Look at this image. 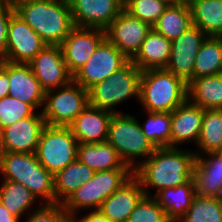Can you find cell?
Here are the masks:
<instances>
[{
    "label": "cell",
    "mask_w": 222,
    "mask_h": 222,
    "mask_svg": "<svg viewBox=\"0 0 222 222\" xmlns=\"http://www.w3.org/2000/svg\"><path fill=\"white\" fill-rule=\"evenodd\" d=\"M74 25L105 30L124 10V0H68Z\"/></svg>",
    "instance_id": "16"
},
{
    "label": "cell",
    "mask_w": 222,
    "mask_h": 222,
    "mask_svg": "<svg viewBox=\"0 0 222 222\" xmlns=\"http://www.w3.org/2000/svg\"><path fill=\"white\" fill-rule=\"evenodd\" d=\"M166 3L168 6H186L189 7L193 0H161Z\"/></svg>",
    "instance_id": "43"
},
{
    "label": "cell",
    "mask_w": 222,
    "mask_h": 222,
    "mask_svg": "<svg viewBox=\"0 0 222 222\" xmlns=\"http://www.w3.org/2000/svg\"><path fill=\"white\" fill-rule=\"evenodd\" d=\"M177 222H222V198L195 195Z\"/></svg>",
    "instance_id": "33"
},
{
    "label": "cell",
    "mask_w": 222,
    "mask_h": 222,
    "mask_svg": "<svg viewBox=\"0 0 222 222\" xmlns=\"http://www.w3.org/2000/svg\"><path fill=\"white\" fill-rule=\"evenodd\" d=\"M128 61L129 59L105 38L87 62L73 75V81L88 90L109 78Z\"/></svg>",
    "instance_id": "10"
},
{
    "label": "cell",
    "mask_w": 222,
    "mask_h": 222,
    "mask_svg": "<svg viewBox=\"0 0 222 222\" xmlns=\"http://www.w3.org/2000/svg\"><path fill=\"white\" fill-rule=\"evenodd\" d=\"M24 222H57L64 214L63 203H42Z\"/></svg>",
    "instance_id": "38"
},
{
    "label": "cell",
    "mask_w": 222,
    "mask_h": 222,
    "mask_svg": "<svg viewBox=\"0 0 222 222\" xmlns=\"http://www.w3.org/2000/svg\"><path fill=\"white\" fill-rule=\"evenodd\" d=\"M105 38L103 29L75 26L60 44L68 71L74 75Z\"/></svg>",
    "instance_id": "14"
},
{
    "label": "cell",
    "mask_w": 222,
    "mask_h": 222,
    "mask_svg": "<svg viewBox=\"0 0 222 222\" xmlns=\"http://www.w3.org/2000/svg\"><path fill=\"white\" fill-rule=\"evenodd\" d=\"M35 200L37 198L24 185L11 180L2 181L0 202L13 216L20 219L25 212H30Z\"/></svg>",
    "instance_id": "31"
},
{
    "label": "cell",
    "mask_w": 222,
    "mask_h": 222,
    "mask_svg": "<svg viewBox=\"0 0 222 222\" xmlns=\"http://www.w3.org/2000/svg\"><path fill=\"white\" fill-rule=\"evenodd\" d=\"M112 115L88 104L69 127L78 143L105 142Z\"/></svg>",
    "instance_id": "21"
},
{
    "label": "cell",
    "mask_w": 222,
    "mask_h": 222,
    "mask_svg": "<svg viewBox=\"0 0 222 222\" xmlns=\"http://www.w3.org/2000/svg\"><path fill=\"white\" fill-rule=\"evenodd\" d=\"M8 76L9 96L26 102L35 109L43 107L45 91L29 64L8 62Z\"/></svg>",
    "instance_id": "19"
},
{
    "label": "cell",
    "mask_w": 222,
    "mask_h": 222,
    "mask_svg": "<svg viewBox=\"0 0 222 222\" xmlns=\"http://www.w3.org/2000/svg\"><path fill=\"white\" fill-rule=\"evenodd\" d=\"M192 25L190 7L171 5L166 8L152 28L166 39L173 41Z\"/></svg>",
    "instance_id": "30"
},
{
    "label": "cell",
    "mask_w": 222,
    "mask_h": 222,
    "mask_svg": "<svg viewBox=\"0 0 222 222\" xmlns=\"http://www.w3.org/2000/svg\"><path fill=\"white\" fill-rule=\"evenodd\" d=\"M147 120L143 126L144 135L157 147H170L171 113L146 112Z\"/></svg>",
    "instance_id": "34"
},
{
    "label": "cell",
    "mask_w": 222,
    "mask_h": 222,
    "mask_svg": "<svg viewBox=\"0 0 222 222\" xmlns=\"http://www.w3.org/2000/svg\"><path fill=\"white\" fill-rule=\"evenodd\" d=\"M196 154L179 147H157L145 161H138L133 175L140 181L145 195L149 187L160 191L186 184L193 179Z\"/></svg>",
    "instance_id": "1"
},
{
    "label": "cell",
    "mask_w": 222,
    "mask_h": 222,
    "mask_svg": "<svg viewBox=\"0 0 222 222\" xmlns=\"http://www.w3.org/2000/svg\"><path fill=\"white\" fill-rule=\"evenodd\" d=\"M214 153L222 158V144L214 151Z\"/></svg>",
    "instance_id": "46"
},
{
    "label": "cell",
    "mask_w": 222,
    "mask_h": 222,
    "mask_svg": "<svg viewBox=\"0 0 222 222\" xmlns=\"http://www.w3.org/2000/svg\"><path fill=\"white\" fill-rule=\"evenodd\" d=\"M167 215L155 196L144 195L127 222H165Z\"/></svg>",
    "instance_id": "37"
},
{
    "label": "cell",
    "mask_w": 222,
    "mask_h": 222,
    "mask_svg": "<svg viewBox=\"0 0 222 222\" xmlns=\"http://www.w3.org/2000/svg\"><path fill=\"white\" fill-rule=\"evenodd\" d=\"M14 13V3L0 1V61L6 60L9 20Z\"/></svg>",
    "instance_id": "39"
},
{
    "label": "cell",
    "mask_w": 222,
    "mask_h": 222,
    "mask_svg": "<svg viewBox=\"0 0 222 222\" xmlns=\"http://www.w3.org/2000/svg\"><path fill=\"white\" fill-rule=\"evenodd\" d=\"M165 222H176V221H173L171 219H167Z\"/></svg>",
    "instance_id": "48"
},
{
    "label": "cell",
    "mask_w": 222,
    "mask_h": 222,
    "mask_svg": "<svg viewBox=\"0 0 222 222\" xmlns=\"http://www.w3.org/2000/svg\"><path fill=\"white\" fill-rule=\"evenodd\" d=\"M57 222H77V216L64 214Z\"/></svg>",
    "instance_id": "44"
},
{
    "label": "cell",
    "mask_w": 222,
    "mask_h": 222,
    "mask_svg": "<svg viewBox=\"0 0 222 222\" xmlns=\"http://www.w3.org/2000/svg\"><path fill=\"white\" fill-rule=\"evenodd\" d=\"M151 30L149 23L132 17L123 10L105 29V34L106 38L131 60Z\"/></svg>",
    "instance_id": "13"
},
{
    "label": "cell",
    "mask_w": 222,
    "mask_h": 222,
    "mask_svg": "<svg viewBox=\"0 0 222 222\" xmlns=\"http://www.w3.org/2000/svg\"><path fill=\"white\" fill-rule=\"evenodd\" d=\"M171 54V41L153 28L131 61L141 70L165 68Z\"/></svg>",
    "instance_id": "23"
},
{
    "label": "cell",
    "mask_w": 222,
    "mask_h": 222,
    "mask_svg": "<svg viewBox=\"0 0 222 222\" xmlns=\"http://www.w3.org/2000/svg\"><path fill=\"white\" fill-rule=\"evenodd\" d=\"M222 74V37L208 36L199 49L193 78Z\"/></svg>",
    "instance_id": "29"
},
{
    "label": "cell",
    "mask_w": 222,
    "mask_h": 222,
    "mask_svg": "<svg viewBox=\"0 0 222 222\" xmlns=\"http://www.w3.org/2000/svg\"><path fill=\"white\" fill-rule=\"evenodd\" d=\"M95 171L78 160L54 175L55 203H63L74 191L88 182Z\"/></svg>",
    "instance_id": "26"
},
{
    "label": "cell",
    "mask_w": 222,
    "mask_h": 222,
    "mask_svg": "<svg viewBox=\"0 0 222 222\" xmlns=\"http://www.w3.org/2000/svg\"><path fill=\"white\" fill-rule=\"evenodd\" d=\"M4 128L0 125V154L3 152Z\"/></svg>",
    "instance_id": "45"
},
{
    "label": "cell",
    "mask_w": 222,
    "mask_h": 222,
    "mask_svg": "<svg viewBox=\"0 0 222 222\" xmlns=\"http://www.w3.org/2000/svg\"><path fill=\"white\" fill-rule=\"evenodd\" d=\"M14 6L47 45H60L75 27L68 0H18Z\"/></svg>",
    "instance_id": "2"
},
{
    "label": "cell",
    "mask_w": 222,
    "mask_h": 222,
    "mask_svg": "<svg viewBox=\"0 0 222 222\" xmlns=\"http://www.w3.org/2000/svg\"><path fill=\"white\" fill-rule=\"evenodd\" d=\"M78 144L70 127L46 125L35 154L39 163L55 175L77 160Z\"/></svg>",
    "instance_id": "8"
},
{
    "label": "cell",
    "mask_w": 222,
    "mask_h": 222,
    "mask_svg": "<svg viewBox=\"0 0 222 222\" xmlns=\"http://www.w3.org/2000/svg\"><path fill=\"white\" fill-rule=\"evenodd\" d=\"M28 64L45 92L65 86L73 80L60 45H46Z\"/></svg>",
    "instance_id": "12"
},
{
    "label": "cell",
    "mask_w": 222,
    "mask_h": 222,
    "mask_svg": "<svg viewBox=\"0 0 222 222\" xmlns=\"http://www.w3.org/2000/svg\"><path fill=\"white\" fill-rule=\"evenodd\" d=\"M205 154L208 157L196 156L193 172L195 194L200 197L222 198V158L214 152Z\"/></svg>",
    "instance_id": "22"
},
{
    "label": "cell",
    "mask_w": 222,
    "mask_h": 222,
    "mask_svg": "<svg viewBox=\"0 0 222 222\" xmlns=\"http://www.w3.org/2000/svg\"><path fill=\"white\" fill-rule=\"evenodd\" d=\"M0 173L4 180L20 183L42 199L39 204L55 203L54 175L39 163L35 153L2 152Z\"/></svg>",
    "instance_id": "3"
},
{
    "label": "cell",
    "mask_w": 222,
    "mask_h": 222,
    "mask_svg": "<svg viewBox=\"0 0 222 222\" xmlns=\"http://www.w3.org/2000/svg\"><path fill=\"white\" fill-rule=\"evenodd\" d=\"M195 195V185L191 179L186 184L163 189L155 197L167 218L177 222L187 212Z\"/></svg>",
    "instance_id": "28"
},
{
    "label": "cell",
    "mask_w": 222,
    "mask_h": 222,
    "mask_svg": "<svg viewBox=\"0 0 222 222\" xmlns=\"http://www.w3.org/2000/svg\"><path fill=\"white\" fill-rule=\"evenodd\" d=\"M106 141L116 149L120 159L133 171L137 167L136 158L141 157L144 158L142 161H145L156 149L144 135L136 117L125 113L112 115Z\"/></svg>",
    "instance_id": "6"
},
{
    "label": "cell",
    "mask_w": 222,
    "mask_h": 222,
    "mask_svg": "<svg viewBox=\"0 0 222 222\" xmlns=\"http://www.w3.org/2000/svg\"><path fill=\"white\" fill-rule=\"evenodd\" d=\"M32 105L11 96L0 99V125L3 128L11 126L16 121L33 116L36 113Z\"/></svg>",
    "instance_id": "36"
},
{
    "label": "cell",
    "mask_w": 222,
    "mask_h": 222,
    "mask_svg": "<svg viewBox=\"0 0 222 222\" xmlns=\"http://www.w3.org/2000/svg\"><path fill=\"white\" fill-rule=\"evenodd\" d=\"M47 44L16 13L9 20L6 60L28 64Z\"/></svg>",
    "instance_id": "15"
},
{
    "label": "cell",
    "mask_w": 222,
    "mask_h": 222,
    "mask_svg": "<svg viewBox=\"0 0 222 222\" xmlns=\"http://www.w3.org/2000/svg\"><path fill=\"white\" fill-rule=\"evenodd\" d=\"M188 100L204 110L222 109V74L193 78L187 85Z\"/></svg>",
    "instance_id": "24"
},
{
    "label": "cell",
    "mask_w": 222,
    "mask_h": 222,
    "mask_svg": "<svg viewBox=\"0 0 222 222\" xmlns=\"http://www.w3.org/2000/svg\"><path fill=\"white\" fill-rule=\"evenodd\" d=\"M168 5L161 0H124V10L153 26Z\"/></svg>",
    "instance_id": "35"
},
{
    "label": "cell",
    "mask_w": 222,
    "mask_h": 222,
    "mask_svg": "<svg viewBox=\"0 0 222 222\" xmlns=\"http://www.w3.org/2000/svg\"><path fill=\"white\" fill-rule=\"evenodd\" d=\"M87 105L88 90L72 80L65 86L45 92L41 113L46 125L69 127Z\"/></svg>",
    "instance_id": "9"
},
{
    "label": "cell",
    "mask_w": 222,
    "mask_h": 222,
    "mask_svg": "<svg viewBox=\"0 0 222 222\" xmlns=\"http://www.w3.org/2000/svg\"><path fill=\"white\" fill-rule=\"evenodd\" d=\"M132 176L133 170L127 164L121 168L95 172L88 182L63 202L65 214L77 213L78 216V212L83 209L98 210L101 204Z\"/></svg>",
    "instance_id": "5"
},
{
    "label": "cell",
    "mask_w": 222,
    "mask_h": 222,
    "mask_svg": "<svg viewBox=\"0 0 222 222\" xmlns=\"http://www.w3.org/2000/svg\"><path fill=\"white\" fill-rule=\"evenodd\" d=\"M8 62L0 61V99L9 93Z\"/></svg>",
    "instance_id": "40"
},
{
    "label": "cell",
    "mask_w": 222,
    "mask_h": 222,
    "mask_svg": "<svg viewBox=\"0 0 222 222\" xmlns=\"http://www.w3.org/2000/svg\"><path fill=\"white\" fill-rule=\"evenodd\" d=\"M144 195L140 181L133 175L101 204L99 210L111 222H127Z\"/></svg>",
    "instance_id": "20"
},
{
    "label": "cell",
    "mask_w": 222,
    "mask_h": 222,
    "mask_svg": "<svg viewBox=\"0 0 222 222\" xmlns=\"http://www.w3.org/2000/svg\"><path fill=\"white\" fill-rule=\"evenodd\" d=\"M77 222H111L99 209L91 210L82 218H77Z\"/></svg>",
    "instance_id": "41"
},
{
    "label": "cell",
    "mask_w": 222,
    "mask_h": 222,
    "mask_svg": "<svg viewBox=\"0 0 222 222\" xmlns=\"http://www.w3.org/2000/svg\"><path fill=\"white\" fill-rule=\"evenodd\" d=\"M192 24L207 36L222 37V0H193Z\"/></svg>",
    "instance_id": "27"
},
{
    "label": "cell",
    "mask_w": 222,
    "mask_h": 222,
    "mask_svg": "<svg viewBox=\"0 0 222 222\" xmlns=\"http://www.w3.org/2000/svg\"><path fill=\"white\" fill-rule=\"evenodd\" d=\"M0 1H3V2H10V3H15V2L18 1V0H0Z\"/></svg>",
    "instance_id": "47"
},
{
    "label": "cell",
    "mask_w": 222,
    "mask_h": 222,
    "mask_svg": "<svg viewBox=\"0 0 222 222\" xmlns=\"http://www.w3.org/2000/svg\"><path fill=\"white\" fill-rule=\"evenodd\" d=\"M204 117V109L188 99L171 112L170 147L185 142L198 143Z\"/></svg>",
    "instance_id": "18"
},
{
    "label": "cell",
    "mask_w": 222,
    "mask_h": 222,
    "mask_svg": "<svg viewBox=\"0 0 222 222\" xmlns=\"http://www.w3.org/2000/svg\"><path fill=\"white\" fill-rule=\"evenodd\" d=\"M187 85L165 68L144 70L139 101L146 112L171 113L188 99Z\"/></svg>",
    "instance_id": "4"
},
{
    "label": "cell",
    "mask_w": 222,
    "mask_h": 222,
    "mask_svg": "<svg viewBox=\"0 0 222 222\" xmlns=\"http://www.w3.org/2000/svg\"><path fill=\"white\" fill-rule=\"evenodd\" d=\"M77 160L95 172L121 168L125 163L116 149L107 141L98 143H79Z\"/></svg>",
    "instance_id": "25"
},
{
    "label": "cell",
    "mask_w": 222,
    "mask_h": 222,
    "mask_svg": "<svg viewBox=\"0 0 222 222\" xmlns=\"http://www.w3.org/2000/svg\"><path fill=\"white\" fill-rule=\"evenodd\" d=\"M46 126L42 113L20 119L4 128L3 152L36 153L43 128Z\"/></svg>",
    "instance_id": "17"
},
{
    "label": "cell",
    "mask_w": 222,
    "mask_h": 222,
    "mask_svg": "<svg viewBox=\"0 0 222 222\" xmlns=\"http://www.w3.org/2000/svg\"><path fill=\"white\" fill-rule=\"evenodd\" d=\"M141 70L129 60L109 78L88 89V104L113 114H121L114 108L136 96L139 100Z\"/></svg>",
    "instance_id": "7"
},
{
    "label": "cell",
    "mask_w": 222,
    "mask_h": 222,
    "mask_svg": "<svg viewBox=\"0 0 222 222\" xmlns=\"http://www.w3.org/2000/svg\"><path fill=\"white\" fill-rule=\"evenodd\" d=\"M19 218L13 216L0 202V222H19Z\"/></svg>",
    "instance_id": "42"
},
{
    "label": "cell",
    "mask_w": 222,
    "mask_h": 222,
    "mask_svg": "<svg viewBox=\"0 0 222 222\" xmlns=\"http://www.w3.org/2000/svg\"><path fill=\"white\" fill-rule=\"evenodd\" d=\"M222 144V109L204 110L196 156L214 152Z\"/></svg>",
    "instance_id": "32"
},
{
    "label": "cell",
    "mask_w": 222,
    "mask_h": 222,
    "mask_svg": "<svg viewBox=\"0 0 222 222\" xmlns=\"http://www.w3.org/2000/svg\"><path fill=\"white\" fill-rule=\"evenodd\" d=\"M207 37L200 28L190 26L171 41L170 59L165 69L188 84L193 79L196 55Z\"/></svg>",
    "instance_id": "11"
}]
</instances>
